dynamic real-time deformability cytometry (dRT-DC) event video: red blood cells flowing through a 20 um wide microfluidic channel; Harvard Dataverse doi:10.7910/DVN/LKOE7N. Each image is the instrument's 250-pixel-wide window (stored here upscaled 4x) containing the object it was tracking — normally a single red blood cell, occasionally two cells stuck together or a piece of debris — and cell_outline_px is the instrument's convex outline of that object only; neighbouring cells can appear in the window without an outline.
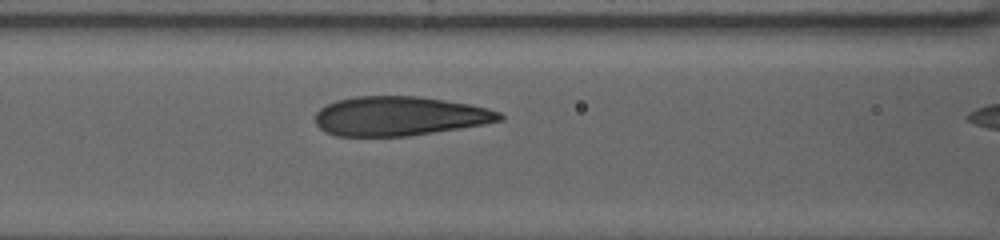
{"species": "human", "species_latin": "Homo sapiens", "temperature_condition": "warm", "stored_images_in_passage": 5, "camera_frame_rate_fps": 3000, "um_per_image_px": 0.085, "donor": {"sex": "female"}, "frame": {"image": 1, "passage_image": 4, "time_ms": 2.667, "image_size_px": [1000, 240], "cell_outline_px": [[504, 116], [500, 120], [484, 124], [460, 128], [408, 136], [336, 136], [324, 132], [316, 124], [316, 112], [320, 108], [336, 100], [356, 96], [420, 96], [468, 104], [488, 108], [500, 112]], "centroid_in_image_um": [33.93, 9.87], "position_along_channel_um": 132.7, "area_um2": 42.14}}